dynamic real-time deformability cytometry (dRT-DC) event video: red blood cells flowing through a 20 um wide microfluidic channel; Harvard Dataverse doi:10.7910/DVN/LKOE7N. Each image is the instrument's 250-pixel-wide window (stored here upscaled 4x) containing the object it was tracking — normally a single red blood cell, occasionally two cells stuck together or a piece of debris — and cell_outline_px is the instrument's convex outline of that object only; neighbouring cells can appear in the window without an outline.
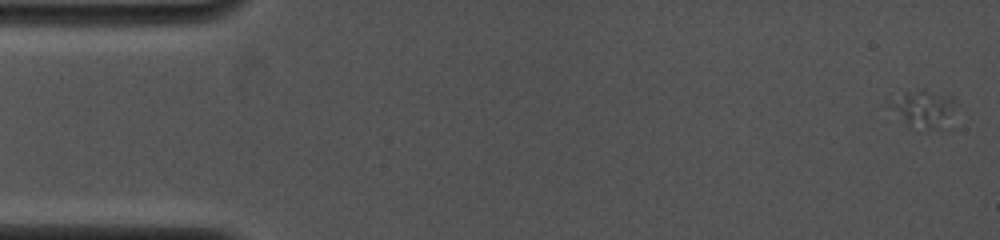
{"species": "common noctule bat (a hibernating species)", "species_latin": "Nyctalus noctula", "temperature_condition": "cold", "stored_images_in_passage": 11, "camera_frame_rate_fps": 4000, "um_per_image_px": 0.085, "animal": {"sex": "female", "body_mass_g": 19.0, "forearm_length_mm": 53.3}, "frame": {"image": 1, "passage_image": 1, "time_ms": 0.0, "image_size_px": [1000, 240], "cell_outline_px": [[952, 128], [924, 132], [920, 132], [904, 124], [888, 104], [920, 88], [924, 88], [952, 96]], "centroid_in_image_um": [78.6, 9.37], "position_along_channel_um": 6.4, "area_um2": 14.74}}
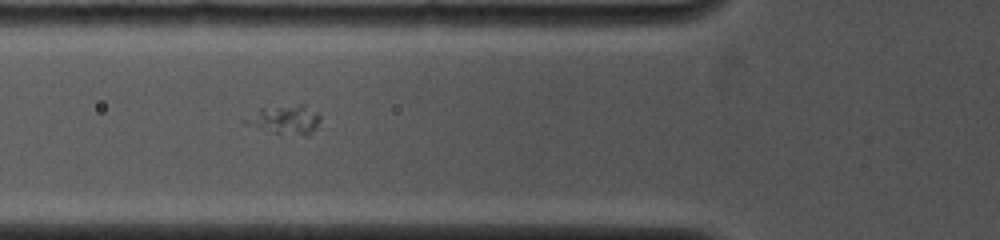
{"frame": {"image": 2, "passage_image": 10, "time_ms": 5.5, "image_size_px": [1000, 240], "cell_outline_px": [[320, 128], [308, 136], [272, 132], [244, 124], [240, 120], [260, 108], [300, 104], [304, 104], [316, 112], [320, 116]], "centroid_in_image_um": [24.25, 10.18], "position_along_channel_um": 101.6, "area_um2": 12.95}}
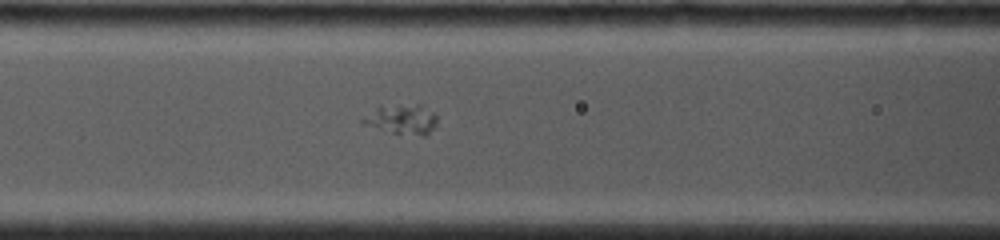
{"frame": {"image": 3, "passage_image": 11, "time_ms": 6.25, "image_size_px": [1000, 240], "cell_outline_px": [[436, 128], [428, 136], [424, 136], [392, 132], [364, 124], [360, 120], [380, 104], [424, 104], [436, 116]], "centroid_in_image_um": [34.21, 10.11], "position_along_channel_um": 132.4, "area_um2": 13.18}}